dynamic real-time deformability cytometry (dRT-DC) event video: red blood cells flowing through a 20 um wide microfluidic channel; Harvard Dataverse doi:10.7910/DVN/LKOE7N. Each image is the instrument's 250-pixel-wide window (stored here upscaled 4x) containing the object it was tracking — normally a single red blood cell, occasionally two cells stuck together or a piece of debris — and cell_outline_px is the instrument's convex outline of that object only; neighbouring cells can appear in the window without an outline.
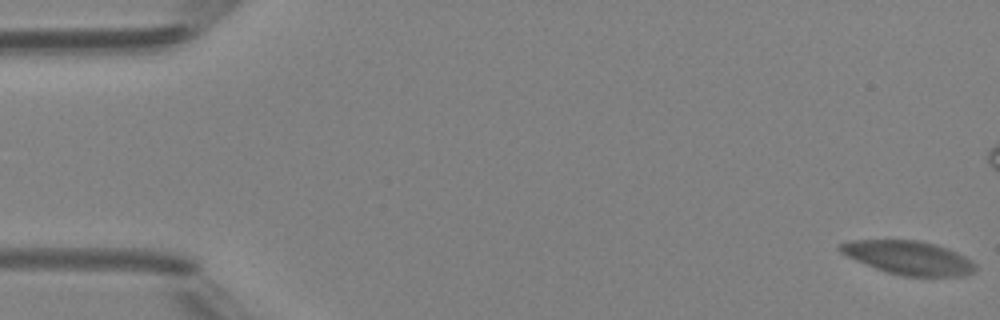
{"species": "Egyptian fruit bat (a non-hibernating species)", "species_latin": "Rousettus aegyptiacus", "temperature_condition": "room temperature", "stored_images_in_passage": 15, "camera_frame_rate_fps": 3000, "um_per_image_px": 0.085, "animal": {"sex": "female"}, "frame": {"image": 1, "passage_image": 1, "time_ms": 0.0, "image_size_px": [1000, 320], "cell_outline_px": [[976, 268], [972, 272], [964, 276], [900, 276], [876, 268], [856, 260], [840, 252], [836, 248], [836, 244], [852, 240], [916, 240], [936, 244], [948, 248], [972, 260], [976, 264]], "centroid_in_image_um": [77.22, 21.89], "position_along_channel_um": 7.8, "area_um2": 26.53}}